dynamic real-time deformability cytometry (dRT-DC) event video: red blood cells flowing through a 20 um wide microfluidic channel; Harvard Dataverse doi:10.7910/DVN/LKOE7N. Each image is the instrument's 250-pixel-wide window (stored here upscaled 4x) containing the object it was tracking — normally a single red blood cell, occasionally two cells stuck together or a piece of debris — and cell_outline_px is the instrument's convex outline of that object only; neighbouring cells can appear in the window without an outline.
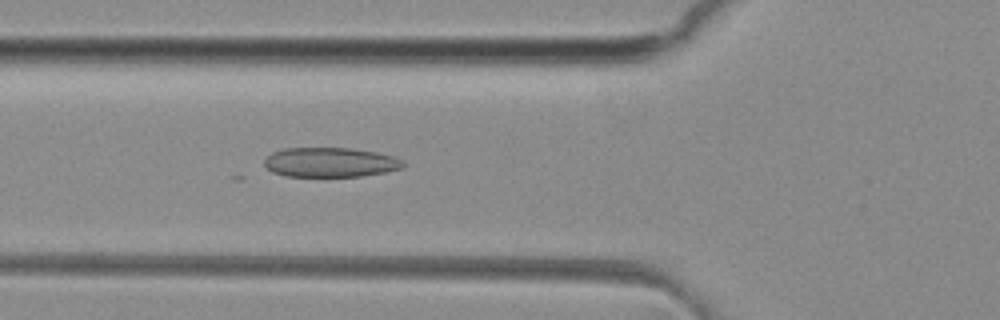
{"species": "common noctule bat (a hibernating species)", "species_latin": "Nyctalus noctula", "temperature_condition": "room temperature", "stored_images_in_passage": 35, "camera_frame_rate_fps": 3000, "um_per_image_px": 0.085, "animal": {"sex": "female", "body_mass_g": 29.2, "forearm_length_mm": 56.3}, "frame": {"image": 1, "passage_image": 7, "time_ms": 2.0, "image_size_px": [1000, 320], "cell_outline_px": [[404, 164], [400, 168], [384, 172], [360, 176], [284, 176], [272, 172], [264, 164], [264, 160], [272, 152], [284, 148], [352, 148], [376, 152], [392, 156], [400, 160]], "centroid_in_image_um": [28.02, 13.79], "position_along_channel_um": 97.8, "area_um2": 23.7}}
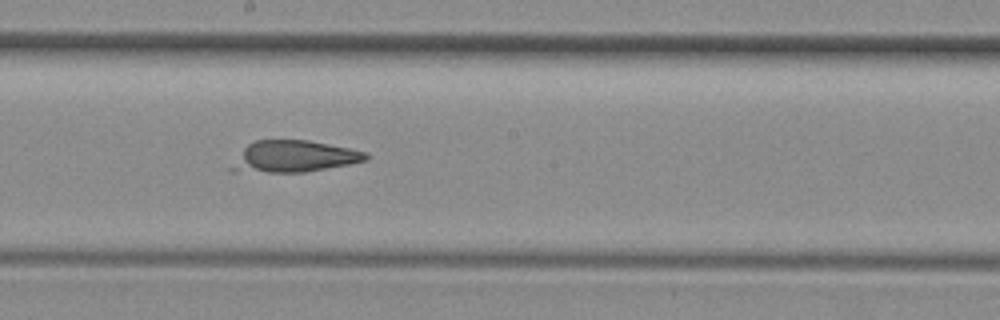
{"frame": {"image": 2, "passage_image": 16, "time_ms": 5.0, "image_size_px": [1000, 320], "cell_outline_px": [[368, 160], [348, 164], [304, 172], [228, 172], [228, 168], [244, 148], [248, 144], [256, 140], [308, 140], [348, 148], [364, 152], [368, 156]], "centroid_in_image_um": [24.9, 13.31], "position_along_channel_um": 223.3, "area_um2": 24.57}}
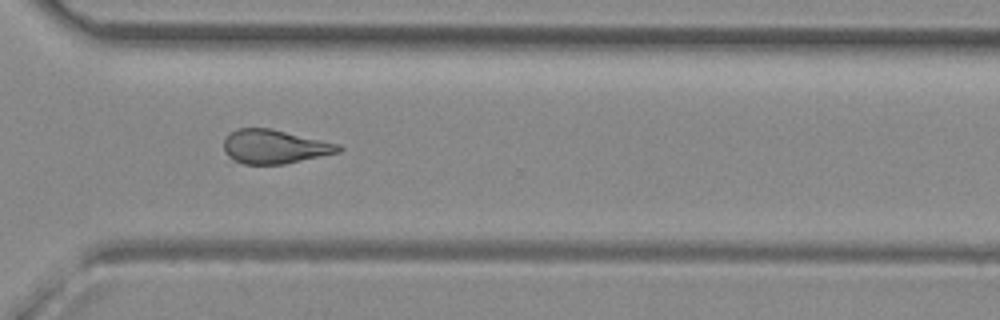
{"frame": {"image": 3, "passage_image": 25, "time_ms": 8.0, "image_size_px": [1000, 320], "cell_outline_px": [[344, 148], [340, 152], [284, 164], [244, 164], [228, 156], [224, 152], [224, 140], [236, 128], [268, 128], [340, 144]], "centroid_in_image_um": [23.35, 12.47], "position_along_channel_um": 347.2, "area_um2": 22.43}, "authors_computed_cell_mechanics": {"area_um2": 23.9292, "velocity_mm_per_s": 4.1499, "shape_relaxation_time_tau1_ms": null, "shape_relaxation_time_tau2_ms": 1.4648, "deformation_change_tau1": null, "deformation_change_tau2": 0.1182}}